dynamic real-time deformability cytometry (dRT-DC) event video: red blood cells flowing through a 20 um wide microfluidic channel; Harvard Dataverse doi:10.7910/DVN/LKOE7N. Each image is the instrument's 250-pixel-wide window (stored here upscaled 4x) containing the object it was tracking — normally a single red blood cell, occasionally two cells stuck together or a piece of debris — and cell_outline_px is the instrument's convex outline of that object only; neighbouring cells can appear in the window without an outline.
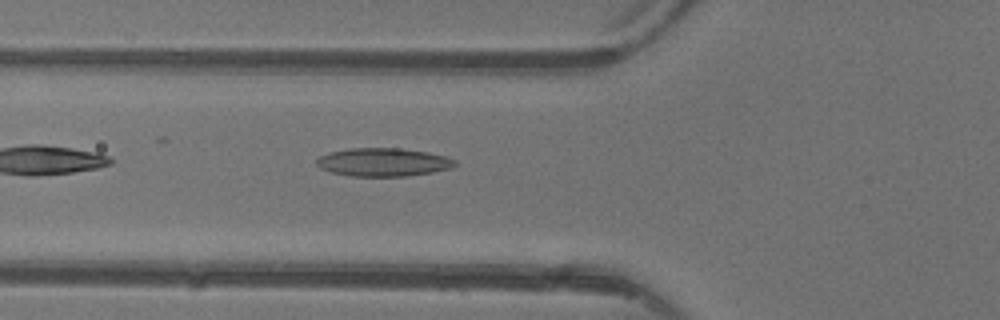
{"species": "common noctule bat (a hibernating species)", "species_latin": "Nyctalus noctula", "temperature_condition": "warm", "stored_images_in_passage": 6, "camera_frame_rate_fps": 3000, "um_per_image_px": 0.085, "animal": {"sex": "female"}, "frame": {"image": 1, "passage_image": 6, "time_ms": 6.667, "image_size_px": [1000, 320], "cell_outline_px": [[456, 164], [452, 168], [432, 172], [408, 176], [352, 176], [332, 172], [320, 168], [316, 164], [316, 160], [320, 156], [328, 152], [352, 148], [404, 148], [428, 152], [444, 156], [456, 160]], "centroid_in_image_um": [32.58, 13.78], "position_along_channel_um": 93.2, "area_um2": 22.83}}